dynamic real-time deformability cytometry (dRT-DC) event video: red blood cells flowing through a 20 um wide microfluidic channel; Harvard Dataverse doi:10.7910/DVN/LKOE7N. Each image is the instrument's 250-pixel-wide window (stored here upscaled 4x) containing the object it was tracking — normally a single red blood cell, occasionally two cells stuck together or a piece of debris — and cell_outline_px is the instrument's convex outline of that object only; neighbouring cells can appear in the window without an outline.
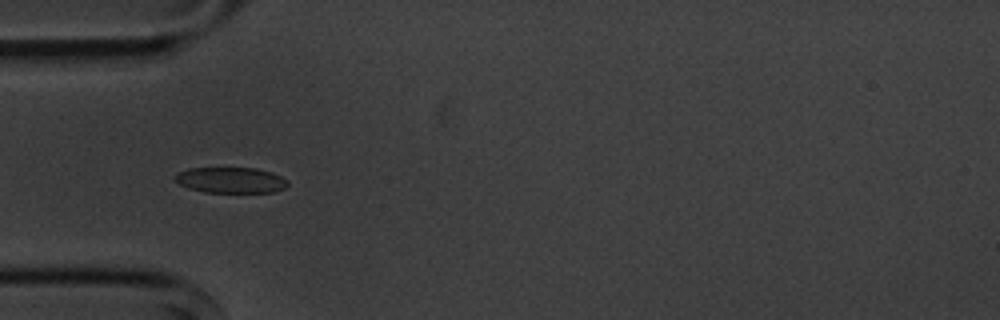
{"species": "common noctule bat (a hibernating species)", "species_latin": "Nyctalus noctula", "temperature_condition": "cold", "stored_images_in_passage": 6, "camera_frame_rate_fps": 3000, "um_per_image_px": 0.085, "animal": {"sex": "male", "body_mass_g": 20.1, "forearm_length_mm": 53.5}, "frame": {"image": 1, "passage_image": 1, "time_ms": 0.0, "image_size_px": [1000, 320], "cell_outline_px": [[288, 184], [284, 188], [272, 192], [204, 192], [188, 188], [180, 184], [172, 176], [176, 172], [188, 168], [256, 168], [272, 172], [288, 180]], "centroid_in_image_um": [19.58, 15.3], "position_along_channel_um": 65.4, "area_um2": 16.99}}
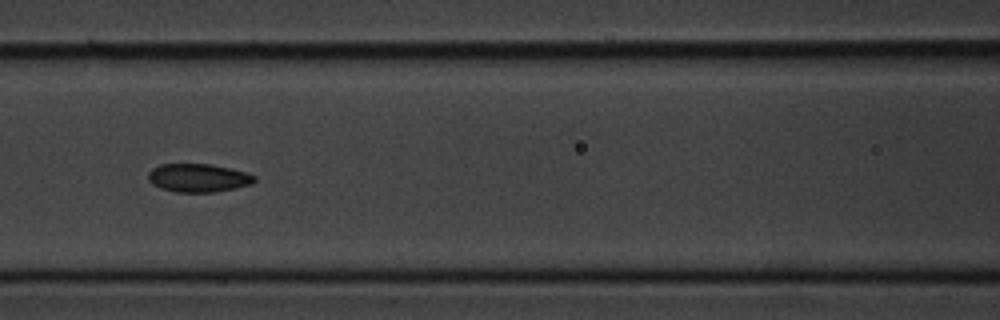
{"frame": {"image": 2, "passage_image": 3, "time_ms": 2.333, "image_size_px": [1000, 320], "cell_outline_px": [[256, 180], [252, 184], [236, 188], [216, 192], [176, 192], [160, 188], [152, 184], [148, 180], [148, 172], [152, 168], [160, 164], [212, 164], [232, 168], [256, 176]], "centroid_in_image_um": [16.85, 15.12], "position_along_channel_um": 149.7, "area_um2": 17.74}}
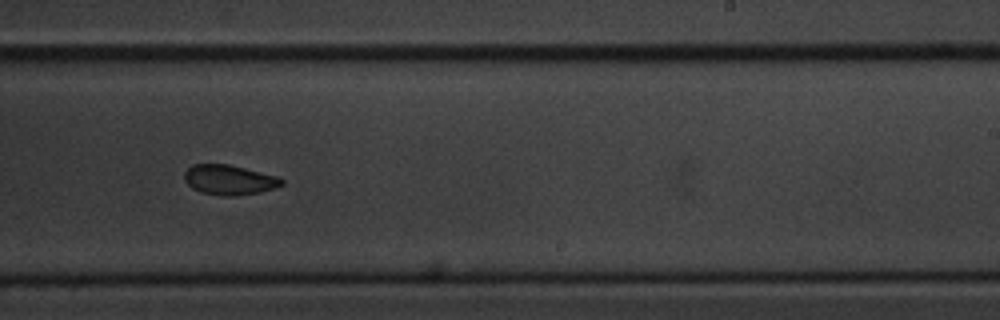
{"frame": {"image": 3, "passage_image": 6, "time_ms": 5.667, "image_size_px": [1000, 320], "cell_outline_px": [[284, 184], [260, 192], [236, 196], [224, 196], [200, 192], [192, 188], [184, 180], [184, 172], [192, 164], [228, 164], [276, 176], [284, 180]], "centroid_in_image_um": [19.45, 15.29], "position_along_channel_um": 269.6, "area_um2": 16.88}}